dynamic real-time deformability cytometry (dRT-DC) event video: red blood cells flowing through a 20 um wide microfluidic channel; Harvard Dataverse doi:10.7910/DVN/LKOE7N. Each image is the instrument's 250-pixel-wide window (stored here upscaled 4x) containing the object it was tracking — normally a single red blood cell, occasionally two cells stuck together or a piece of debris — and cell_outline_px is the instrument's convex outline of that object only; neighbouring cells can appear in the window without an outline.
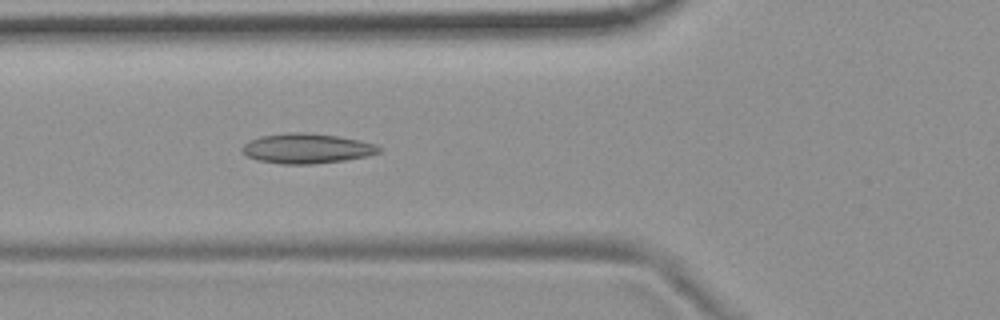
{"species": "common noctule bat (a hibernating species)", "species_latin": "Nyctalus noctula", "temperature_condition": "room temperature", "stored_images_in_passage": 6, "camera_frame_rate_fps": 3000, "um_per_image_px": 0.085, "animal": {"sex": "female", "body_mass_g": 19.9}, "frame": {"image": 1, "passage_image": 6, "time_ms": 6.0, "image_size_px": [1000, 320], "cell_outline_px": [[384, 148], [380, 152], [368, 156], [344, 160], [312, 164], [280, 164], [256, 160], [240, 152], [240, 148], [248, 140], [260, 136], [288, 132], [304, 132], [336, 136], [360, 140], [376, 144]], "centroid_in_image_um": [26.05, 12.62], "position_along_channel_um": 99.7, "area_um2": 24.16}}